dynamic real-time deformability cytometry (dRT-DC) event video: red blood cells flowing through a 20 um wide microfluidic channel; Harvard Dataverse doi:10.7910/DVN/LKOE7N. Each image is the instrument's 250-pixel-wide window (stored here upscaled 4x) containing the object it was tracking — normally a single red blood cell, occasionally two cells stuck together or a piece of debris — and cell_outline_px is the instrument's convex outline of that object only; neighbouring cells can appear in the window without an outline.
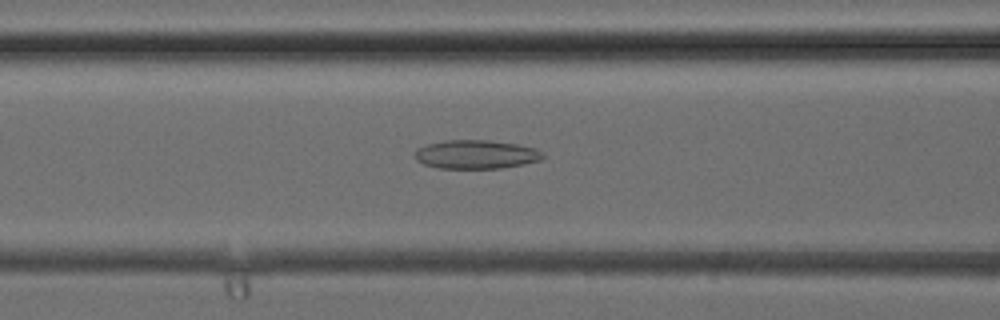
{"species": "common noctule bat (a hibernating species)", "species_latin": "Nyctalus noctula", "temperature_condition": "cold", "stored_images_in_passage": 38, "camera_frame_rate_fps": 3000, "um_per_image_px": 0.085, "animal": {"sex": "female", "body_mass_g": 24.6, "forearm_length_mm": 56.2}, "frame": {"image": 1, "passage_image": 16, "time_ms": 5.0, "image_size_px": [1000, 320], "cell_outline_px": [[544, 156], [540, 160], [524, 164], [500, 168], [440, 168], [424, 164], [416, 160], [412, 152], [416, 148], [428, 144], [444, 140], [488, 140], [516, 144], [536, 148], [544, 152]], "centroid_in_image_um": [40.44, 13.12], "position_along_channel_um": 126.2, "area_um2": 21.56}}
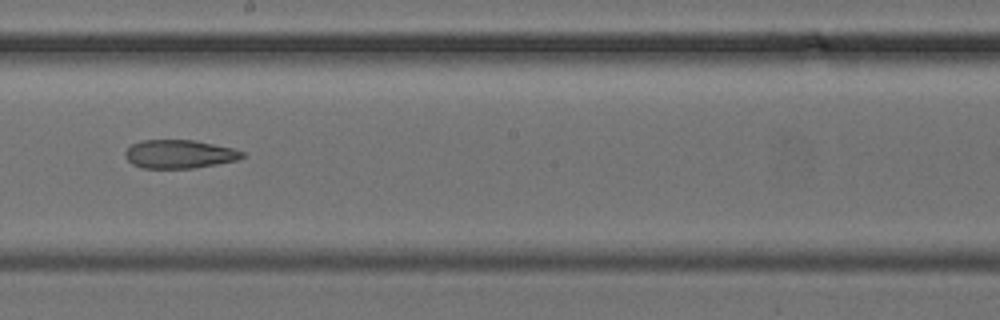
{"frame": {"image": 2, "passage_image": 22, "time_ms": 7.0, "image_size_px": [1000, 320], "cell_outline_px": [[244, 156], [236, 160], [216, 164], [192, 168], [140, 168], [132, 164], [124, 156], [124, 152], [132, 144], [140, 140], [196, 140], [232, 148], [244, 152]], "centroid_in_image_um": [15.21, 13.09], "position_along_channel_um": 233.0, "area_um2": 19.42}}
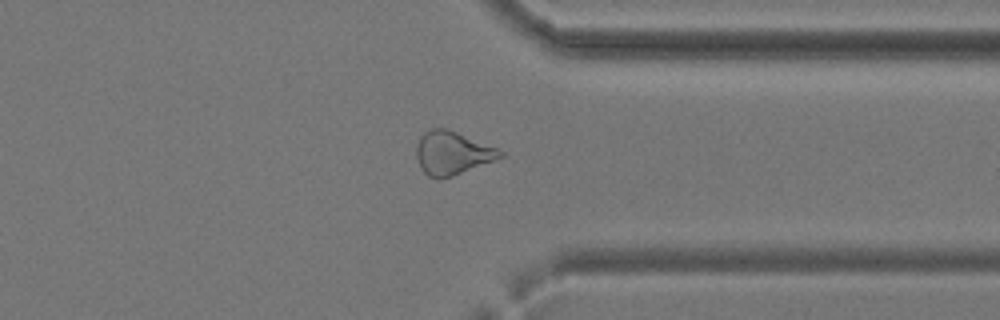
{"frame": {"image": 3, "passage_image": 30, "time_ms": 9.667, "image_size_px": [1000, 320], "cell_outline_px": [[504, 156], [452, 176], [436, 180], [428, 176], [420, 168], [416, 156], [416, 144], [420, 136], [424, 132], [432, 128], [448, 128], [496, 148], [504, 152]], "centroid_in_image_um": [38.39, 13.0], "position_along_channel_um": 373.0, "area_um2": 21.1}}